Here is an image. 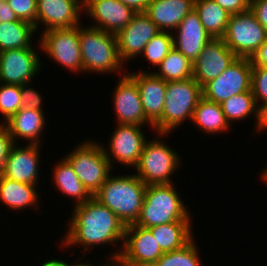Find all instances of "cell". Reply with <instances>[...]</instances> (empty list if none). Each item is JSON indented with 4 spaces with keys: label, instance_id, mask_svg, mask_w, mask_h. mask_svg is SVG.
Masks as SVG:
<instances>
[{
    "label": "cell",
    "instance_id": "obj_1",
    "mask_svg": "<svg viewBox=\"0 0 267 266\" xmlns=\"http://www.w3.org/2000/svg\"><path fill=\"white\" fill-rule=\"evenodd\" d=\"M72 209L66 233L63 239L60 238L59 247L67 250L83 246L81 252L91 254L90 250L99 245L100 247L115 245L119 249L115 247L113 253H107L109 257L106 255V259L109 262L116 261L122 251L126 225L94 197L83 204L73 206Z\"/></svg>",
    "mask_w": 267,
    "mask_h": 266
},
{
    "label": "cell",
    "instance_id": "obj_2",
    "mask_svg": "<svg viewBox=\"0 0 267 266\" xmlns=\"http://www.w3.org/2000/svg\"><path fill=\"white\" fill-rule=\"evenodd\" d=\"M147 185L134 174H111L94 198L108 207L126 226L140 217Z\"/></svg>",
    "mask_w": 267,
    "mask_h": 266
},
{
    "label": "cell",
    "instance_id": "obj_3",
    "mask_svg": "<svg viewBox=\"0 0 267 266\" xmlns=\"http://www.w3.org/2000/svg\"><path fill=\"white\" fill-rule=\"evenodd\" d=\"M83 25H79L83 74H125L127 71L124 68L127 66L120 58L116 34Z\"/></svg>",
    "mask_w": 267,
    "mask_h": 266
},
{
    "label": "cell",
    "instance_id": "obj_4",
    "mask_svg": "<svg viewBox=\"0 0 267 266\" xmlns=\"http://www.w3.org/2000/svg\"><path fill=\"white\" fill-rule=\"evenodd\" d=\"M173 183L147 185L136 225L150 228L180 220H194Z\"/></svg>",
    "mask_w": 267,
    "mask_h": 266
},
{
    "label": "cell",
    "instance_id": "obj_5",
    "mask_svg": "<svg viewBox=\"0 0 267 266\" xmlns=\"http://www.w3.org/2000/svg\"><path fill=\"white\" fill-rule=\"evenodd\" d=\"M155 133L153 139H147L134 172L146 185L172 184L173 174L182 167L183 158L168 142L162 141L170 133Z\"/></svg>",
    "mask_w": 267,
    "mask_h": 266
},
{
    "label": "cell",
    "instance_id": "obj_6",
    "mask_svg": "<svg viewBox=\"0 0 267 266\" xmlns=\"http://www.w3.org/2000/svg\"><path fill=\"white\" fill-rule=\"evenodd\" d=\"M202 97V87L195 79L168 81L161 118L154 124V132L171 133L192 120L194 109Z\"/></svg>",
    "mask_w": 267,
    "mask_h": 266
},
{
    "label": "cell",
    "instance_id": "obj_7",
    "mask_svg": "<svg viewBox=\"0 0 267 266\" xmlns=\"http://www.w3.org/2000/svg\"><path fill=\"white\" fill-rule=\"evenodd\" d=\"M64 158L93 196L113 172L102 143L95 139L89 138L78 143Z\"/></svg>",
    "mask_w": 267,
    "mask_h": 266
},
{
    "label": "cell",
    "instance_id": "obj_8",
    "mask_svg": "<svg viewBox=\"0 0 267 266\" xmlns=\"http://www.w3.org/2000/svg\"><path fill=\"white\" fill-rule=\"evenodd\" d=\"M39 49L46 58L54 60L72 74L83 73L82 56L79 41V25L71 28L49 29L38 33Z\"/></svg>",
    "mask_w": 267,
    "mask_h": 266
},
{
    "label": "cell",
    "instance_id": "obj_9",
    "mask_svg": "<svg viewBox=\"0 0 267 266\" xmlns=\"http://www.w3.org/2000/svg\"><path fill=\"white\" fill-rule=\"evenodd\" d=\"M223 40L237 57L251 59L267 41V31L248 9L230 15Z\"/></svg>",
    "mask_w": 267,
    "mask_h": 266
},
{
    "label": "cell",
    "instance_id": "obj_10",
    "mask_svg": "<svg viewBox=\"0 0 267 266\" xmlns=\"http://www.w3.org/2000/svg\"><path fill=\"white\" fill-rule=\"evenodd\" d=\"M144 126L134 124H118L114 128L112 135L108 139V145H103L106 158L114 169L115 163L132 168L137 165L140 155L144 149L146 132Z\"/></svg>",
    "mask_w": 267,
    "mask_h": 266
},
{
    "label": "cell",
    "instance_id": "obj_11",
    "mask_svg": "<svg viewBox=\"0 0 267 266\" xmlns=\"http://www.w3.org/2000/svg\"><path fill=\"white\" fill-rule=\"evenodd\" d=\"M35 43L29 48L8 49L0 52V83L23 85L40 74L42 60Z\"/></svg>",
    "mask_w": 267,
    "mask_h": 266
},
{
    "label": "cell",
    "instance_id": "obj_12",
    "mask_svg": "<svg viewBox=\"0 0 267 266\" xmlns=\"http://www.w3.org/2000/svg\"><path fill=\"white\" fill-rule=\"evenodd\" d=\"M252 61L237 59L216 79L202 87V96L218 104L230 97L251 90Z\"/></svg>",
    "mask_w": 267,
    "mask_h": 266
},
{
    "label": "cell",
    "instance_id": "obj_13",
    "mask_svg": "<svg viewBox=\"0 0 267 266\" xmlns=\"http://www.w3.org/2000/svg\"><path fill=\"white\" fill-rule=\"evenodd\" d=\"M117 81L111 96L115 118H117L115 123L148 125L154 131V125L144 113L139 88L135 80L126 72L119 76Z\"/></svg>",
    "mask_w": 267,
    "mask_h": 266
},
{
    "label": "cell",
    "instance_id": "obj_14",
    "mask_svg": "<svg viewBox=\"0 0 267 266\" xmlns=\"http://www.w3.org/2000/svg\"><path fill=\"white\" fill-rule=\"evenodd\" d=\"M41 145L27 144L24 146L14 143L0 173L17 182L40 185ZM39 181V182H38Z\"/></svg>",
    "mask_w": 267,
    "mask_h": 266
},
{
    "label": "cell",
    "instance_id": "obj_15",
    "mask_svg": "<svg viewBox=\"0 0 267 266\" xmlns=\"http://www.w3.org/2000/svg\"><path fill=\"white\" fill-rule=\"evenodd\" d=\"M36 32L83 24L84 0H37ZM81 17V18H80ZM43 30H40L41 26Z\"/></svg>",
    "mask_w": 267,
    "mask_h": 266
},
{
    "label": "cell",
    "instance_id": "obj_16",
    "mask_svg": "<svg viewBox=\"0 0 267 266\" xmlns=\"http://www.w3.org/2000/svg\"><path fill=\"white\" fill-rule=\"evenodd\" d=\"M159 32L157 25L145 12L136 13L132 21L116 34L123 63L128 66L129 61L140 57L145 45Z\"/></svg>",
    "mask_w": 267,
    "mask_h": 266
},
{
    "label": "cell",
    "instance_id": "obj_17",
    "mask_svg": "<svg viewBox=\"0 0 267 266\" xmlns=\"http://www.w3.org/2000/svg\"><path fill=\"white\" fill-rule=\"evenodd\" d=\"M236 59L223 38H212L193 62V78L203 87L219 77Z\"/></svg>",
    "mask_w": 267,
    "mask_h": 266
},
{
    "label": "cell",
    "instance_id": "obj_18",
    "mask_svg": "<svg viewBox=\"0 0 267 266\" xmlns=\"http://www.w3.org/2000/svg\"><path fill=\"white\" fill-rule=\"evenodd\" d=\"M84 14L94 22L89 26L117 34L132 21L136 12L117 0H84Z\"/></svg>",
    "mask_w": 267,
    "mask_h": 266
},
{
    "label": "cell",
    "instance_id": "obj_19",
    "mask_svg": "<svg viewBox=\"0 0 267 266\" xmlns=\"http://www.w3.org/2000/svg\"><path fill=\"white\" fill-rule=\"evenodd\" d=\"M163 254L148 228L132 224L126 226L122 251L116 261L156 263Z\"/></svg>",
    "mask_w": 267,
    "mask_h": 266
},
{
    "label": "cell",
    "instance_id": "obj_20",
    "mask_svg": "<svg viewBox=\"0 0 267 266\" xmlns=\"http://www.w3.org/2000/svg\"><path fill=\"white\" fill-rule=\"evenodd\" d=\"M148 69L127 73L135 80L146 118L154 125L162 116L167 82Z\"/></svg>",
    "mask_w": 267,
    "mask_h": 266
},
{
    "label": "cell",
    "instance_id": "obj_21",
    "mask_svg": "<svg viewBox=\"0 0 267 266\" xmlns=\"http://www.w3.org/2000/svg\"><path fill=\"white\" fill-rule=\"evenodd\" d=\"M173 46L192 63L212 39L205 31L198 13L193 9L172 32ZM176 35V36H175Z\"/></svg>",
    "mask_w": 267,
    "mask_h": 266
},
{
    "label": "cell",
    "instance_id": "obj_22",
    "mask_svg": "<svg viewBox=\"0 0 267 266\" xmlns=\"http://www.w3.org/2000/svg\"><path fill=\"white\" fill-rule=\"evenodd\" d=\"M44 111L21 108L3 125L8 129L13 143L19 144L18 140H26V144L41 145L44 129L48 123ZM41 141V142H40Z\"/></svg>",
    "mask_w": 267,
    "mask_h": 266
},
{
    "label": "cell",
    "instance_id": "obj_23",
    "mask_svg": "<svg viewBox=\"0 0 267 266\" xmlns=\"http://www.w3.org/2000/svg\"><path fill=\"white\" fill-rule=\"evenodd\" d=\"M38 185L26 184L4 177L0 173V204L9 210L20 212L42 208ZM40 206V207H39ZM31 207V208H30ZM34 207V208H33Z\"/></svg>",
    "mask_w": 267,
    "mask_h": 266
},
{
    "label": "cell",
    "instance_id": "obj_24",
    "mask_svg": "<svg viewBox=\"0 0 267 266\" xmlns=\"http://www.w3.org/2000/svg\"><path fill=\"white\" fill-rule=\"evenodd\" d=\"M195 0H151L145 13L162 32H173L194 9Z\"/></svg>",
    "mask_w": 267,
    "mask_h": 266
},
{
    "label": "cell",
    "instance_id": "obj_25",
    "mask_svg": "<svg viewBox=\"0 0 267 266\" xmlns=\"http://www.w3.org/2000/svg\"><path fill=\"white\" fill-rule=\"evenodd\" d=\"M63 158V159H62ZM55 162V166L52 168L51 181H54L53 185H56L57 191H60L62 195L68 198H73V206L83 204L93 197V195L87 190V188L79 180L75 174L70 163L62 157Z\"/></svg>",
    "mask_w": 267,
    "mask_h": 266
},
{
    "label": "cell",
    "instance_id": "obj_26",
    "mask_svg": "<svg viewBox=\"0 0 267 266\" xmlns=\"http://www.w3.org/2000/svg\"><path fill=\"white\" fill-rule=\"evenodd\" d=\"M193 220H180L148 228L163 253L178 250L187 245L195 236Z\"/></svg>",
    "mask_w": 267,
    "mask_h": 266
},
{
    "label": "cell",
    "instance_id": "obj_27",
    "mask_svg": "<svg viewBox=\"0 0 267 266\" xmlns=\"http://www.w3.org/2000/svg\"><path fill=\"white\" fill-rule=\"evenodd\" d=\"M191 122L195 128L198 127V129L208 135L220 133L222 135L223 132L226 133L227 131L228 133L232 127L227 121L221 105L203 96L194 109Z\"/></svg>",
    "mask_w": 267,
    "mask_h": 266
},
{
    "label": "cell",
    "instance_id": "obj_28",
    "mask_svg": "<svg viewBox=\"0 0 267 266\" xmlns=\"http://www.w3.org/2000/svg\"><path fill=\"white\" fill-rule=\"evenodd\" d=\"M194 10L211 38H223L229 20V13L214 0H195Z\"/></svg>",
    "mask_w": 267,
    "mask_h": 266
},
{
    "label": "cell",
    "instance_id": "obj_29",
    "mask_svg": "<svg viewBox=\"0 0 267 266\" xmlns=\"http://www.w3.org/2000/svg\"><path fill=\"white\" fill-rule=\"evenodd\" d=\"M35 27L25 21L0 22V52L29 48L36 42ZM33 38V39H32Z\"/></svg>",
    "mask_w": 267,
    "mask_h": 266
},
{
    "label": "cell",
    "instance_id": "obj_30",
    "mask_svg": "<svg viewBox=\"0 0 267 266\" xmlns=\"http://www.w3.org/2000/svg\"><path fill=\"white\" fill-rule=\"evenodd\" d=\"M157 67L152 72L165 82L193 77V63L174 47Z\"/></svg>",
    "mask_w": 267,
    "mask_h": 266
},
{
    "label": "cell",
    "instance_id": "obj_31",
    "mask_svg": "<svg viewBox=\"0 0 267 266\" xmlns=\"http://www.w3.org/2000/svg\"><path fill=\"white\" fill-rule=\"evenodd\" d=\"M222 111L231 126L247 118L257 119V104L252 90L236 94L220 103ZM252 116V117H251ZM233 122V123H232Z\"/></svg>",
    "mask_w": 267,
    "mask_h": 266
},
{
    "label": "cell",
    "instance_id": "obj_32",
    "mask_svg": "<svg viewBox=\"0 0 267 266\" xmlns=\"http://www.w3.org/2000/svg\"><path fill=\"white\" fill-rule=\"evenodd\" d=\"M195 237L183 248L164 253L157 261V266H203Z\"/></svg>",
    "mask_w": 267,
    "mask_h": 266
},
{
    "label": "cell",
    "instance_id": "obj_33",
    "mask_svg": "<svg viewBox=\"0 0 267 266\" xmlns=\"http://www.w3.org/2000/svg\"><path fill=\"white\" fill-rule=\"evenodd\" d=\"M173 47V34L161 31L145 45L140 55L147 59L154 71Z\"/></svg>",
    "mask_w": 267,
    "mask_h": 266
},
{
    "label": "cell",
    "instance_id": "obj_34",
    "mask_svg": "<svg viewBox=\"0 0 267 266\" xmlns=\"http://www.w3.org/2000/svg\"><path fill=\"white\" fill-rule=\"evenodd\" d=\"M21 85L0 83V114L4 124L21 109Z\"/></svg>",
    "mask_w": 267,
    "mask_h": 266
},
{
    "label": "cell",
    "instance_id": "obj_35",
    "mask_svg": "<svg viewBox=\"0 0 267 266\" xmlns=\"http://www.w3.org/2000/svg\"><path fill=\"white\" fill-rule=\"evenodd\" d=\"M251 81L256 104L267 102V68L252 64Z\"/></svg>",
    "mask_w": 267,
    "mask_h": 266
},
{
    "label": "cell",
    "instance_id": "obj_36",
    "mask_svg": "<svg viewBox=\"0 0 267 266\" xmlns=\"http://www.w3.org/2000/svg\"><path fill=\"white\" fill-rule=\"evenodd\" d=\"M19 20L28 22L35 27L37 21V0H6Z\"/></svg>",
    "mask_w": 267,
    "mask_h": 266
},
{
    "label": "cell",
    "instance_id": "obj_37",
    "mask_svg": "<svg viewBox=\"0 0 267 266\" xmlns=\"http://www.w3.org/2000/svg\"><path fill=\"white\" fill-rule=\"evenodd\" d=\"M32 83L34 82L21 85V108L44 111L42 93L37 91L36 88H31L33 87Z\"/></svg>",
    "mask_w": 267,
    "mask_h": 266
},
{
    "label": "cell",
    "instance_id": "obj_38",
    "mask_svg": "<svg viewBox=\"0 0 267 266\" xmlns=\"http://www.w3.org/2000/svg\"><path fill=\"white\" fill-rule=\"evenodd\" d=\"M13 144L8 129L3 124H0V170L4 166L9 150Z\"/></svg>",
    "mask_w": 267,
    "mask_h": 266
},
{
    "label": "cell",
    "instance_id": "obj_39",
    "mask_svg": "<svg viewBox=\"0 0 267 266\" xmlns=\"http://www.w3.org/2000/svg\"><path fill=\"white\" fill-rule=\"evenodd\" d=\"M219 6L225 9L229 15L247 11L250 6L248 0H214Z\"/></svg>",
    "mask_w": 267,
    "mask_h": 266
},
{
    "label": "cell",
    "instance_id": "obj_40",
    "mask_svg": "<svg viewBox=\"0 0 267 266\" xmlns=\"http://www.w3.org/2000/svg\"><path fill=\"white\" fill-rule=\"evenodd\" d=\"M249 9L267 31V0H253L250 2Z\"/></svg>",
    "mask_w": 267,
    "mask_h": 266
},
{
    "label": "cell",
    "instance_id": "obj_41",
    "mask_svg": "<svg viewBox=\"0 0 267 266\" xmlns=\"http://www.w3.org/2000/svg\"><path fill=\"white\" fill-rule=\"evenodd\" d=\"M256 126L253 130L256 133L265 132L267 130V102L257 105V119L254 123Z\"/></svg>",
    "mask_w": 267,
    "mask_h": 266
},
{
    "label": "cell",
    "instance_id": "obj_42",
    "mask_svg": "<svg viewBox=\"0 0 267 266\" xmlns=\"http://www.w3.org/2000/svg\"><path fill=\"white\" fill-rule=\"evenodd\" d=\"M22 21L19 20L14 11L10 8L6 0H0V22Z\"/></svg>",
    "mask_w": 267,
    "mask_h": 266
},
{
    "label": "cell",
    "instance_id": "obj_43",
    "mask_svg": "<svg viewBox=\"0 0 267 266\" xmlns=\"http://www.w3.org/2000/svg\"><path fill=\"white\" fill-rule=\"evenodd\" d=\"M251 61L252 64L267 68V41L253 55Z\"/></svg>",
    "mask_w": 267,
    "mask_h": 266
},
{
    "label": "cell",
    "instance_id": "obj_44",
    "mask_svg": "<svg viewBox=\"0 0 267 266\" xmlns=\"http://www.w3.org/2000/svg\"><path fill=\"white\" fill-rule=\"evenodd\" d=\"M133 9L136 13L145 12L151 0H117Z\"/></svg>",
    "mask_w": 267,
    "mask_h": 266
},
{
    "label": "cell",
    "instance_id": "obj_45",
    "mask_svg": "<svg viewBox=\"0 0 267 266\" xmlns=\"http://www.w3.org/2000/svg\"><path fill=\"white\" fill-rule=\"evenodd\" d=\"M39 266H65V260L63 259H56V258H50L48 260H44L42 263L39 264Z\"/></svg>",
    "mask_w": 267,
    "mask_h": 266
},
{
    "label": "cell",
    "instance_id": "obj_46",
    "mask_svg": "<svg viewBox=\"0 0 267 266\" xmlns=\"http://www.w3.org/2000/svg\"><path fill=\"white\" fill-rule=\"evenodd\" d=\"M88 261H89V259L87 261L85 260L84 262H82V261L81 262H74L71 264L70 262H68V260H66L65 266H96V265H98V264L94 265L93 263H90V262L88 263ZM108 263H109V261L105 259V261H103V262L101 261V263H100L101 265L99 264L98 266H107Z\"/></svg>",
    "mask_w": 267,
    "mask_h": 266
},
{
    "label": "cell",
    "instance_id": "obj_47",
    "mask_svg": "<svg viewBox=\"0 0 267 266\" xmlns=\"http://www.w3.org/2000/svg\"><path fill=\"white\" fill-rule=\"evenodd\" d=\"M121 266H157L155 262L117 261Z\"/></svg>",
    "mask_w": 267,
    "mask_h": 266
},
{
    "label": "cell",
    "instance_id": "obj_48",
    "mask_svg": "<svg viewBox=\"0 0 267 266\" xmlns=\"http://www.w3.org/2000/svg\"><path fill=\"white\" fill-rule=\"evenodd\" d=\"M266 168H263L262 169V172H260L261 174H260V180L261 181H264V182H262V183H265L266 185H267V166H265Z\"/></svg>",
    "mask_w": 267,
    "mask_h": 266
},
{
    "label": "cell",
    "instance_id": "obj_49",
    "mask_svg": "<svg viewBox=\"0 0 267 266\" xmlns=\"http://www.w3.org/2000/svg\"><path fill=\"white\" fill-rule=\"evenodd\" d=\"M107 266H121L117 261H111Z\"/></svg>",
    "mask_w": 267,
    "mask_h": 266
}]
</instances>
